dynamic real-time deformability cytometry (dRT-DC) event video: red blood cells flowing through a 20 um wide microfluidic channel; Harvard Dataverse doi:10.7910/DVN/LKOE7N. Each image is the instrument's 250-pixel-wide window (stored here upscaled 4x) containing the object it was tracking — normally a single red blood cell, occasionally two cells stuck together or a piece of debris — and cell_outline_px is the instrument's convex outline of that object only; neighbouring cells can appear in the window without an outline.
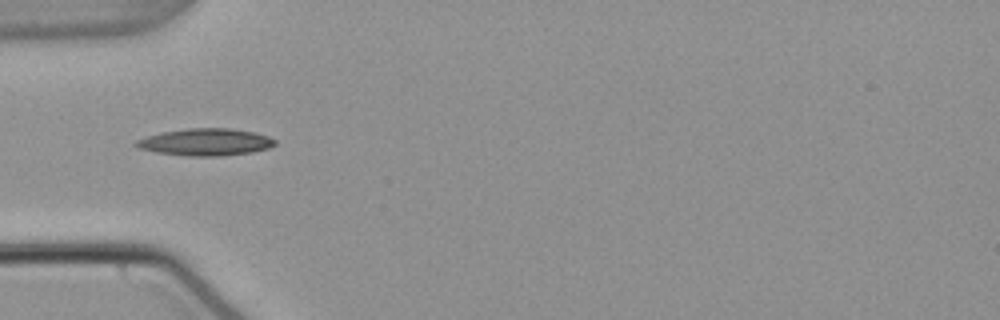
{"species": "common noctule bat (a hibernating species)", "species_latin": "Nyctalus noctula", "temperature_condition": "warm", "stored_images_in_passage": 21, "camera_frame_rate_fps": 3000, "um_per_image_px": 0.085, "animal": {"sex": "male", "body_mass_g": 21.5, "forearm_length_mm": 52.0}, "frame": {"image": 1, "passage_image": 4, "time_ms": 1.0, "image_size_px": [1000, 320], "cell_outline_px": [[276, 144], [268, 148], [252, 152], [224, 156], [188, 156], [156, 152], [140, 148], [132, 144], [136, 140], [160, 132], [188, 128], [228, 128], [252, 132], [268, 136], [276, 140]], "centroid_in_image_um": [17.46, 12.08], "position_along_channel_um": 67.5, "area_um2": 21.91}}